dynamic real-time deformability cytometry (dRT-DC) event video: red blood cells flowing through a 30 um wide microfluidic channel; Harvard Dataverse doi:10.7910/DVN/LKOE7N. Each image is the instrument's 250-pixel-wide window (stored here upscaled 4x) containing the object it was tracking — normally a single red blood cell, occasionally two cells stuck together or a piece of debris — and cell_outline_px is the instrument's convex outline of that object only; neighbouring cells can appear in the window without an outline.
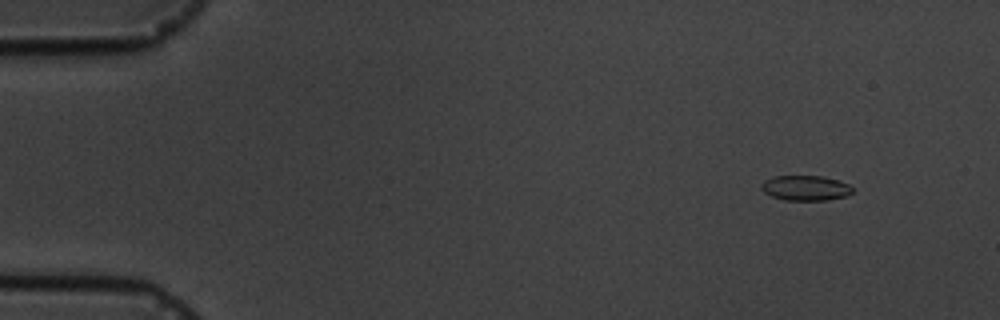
{"species": "common noctule bat (a hibernating species)", "species_latin": "Nyctalus noctula", "temperature_condition": "cold", "stored_images_in_passage": 6, "camera_frame_rate_fps": 3000, "um_per_image_px": 0.085, "animal": {"sex": "male", "body_mass_g": 19.5, "forearm_length_mm": 54.6}, "frame": {"image": 1, "passage_image": 1, "time_ms": 0.0, "image_size_px": [1000, 320], "cell_outline_px": [[852, 192], [848, 196], [828, 200], [784, 200], [772, 196], [764, 192], [760, 188], [760, 184], [764, 180], [772, 176], [824, 176], [840, 180], [848, 184], [852, 188]], "centroid_in_image_um": [68.47, 15.97], "position_along_channel_um": 16.5, "area_um2": 13.53}}
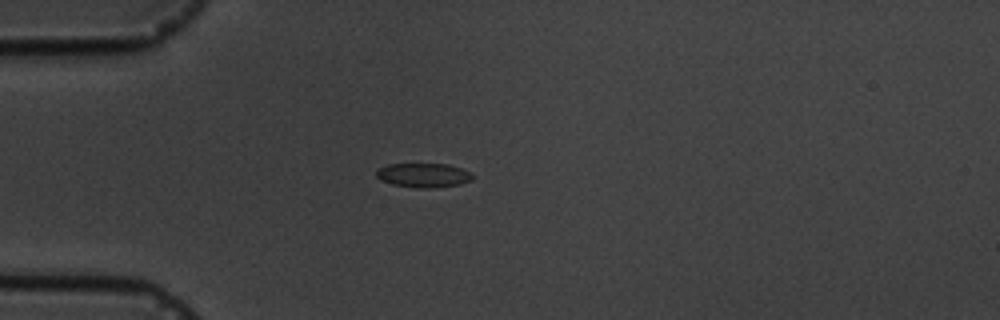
{"frame": {"image": 2, "passage_image": 4, "time_ms": 3.333, "image_size_px": [1000, 320], "cell_outline_px": [[472, 180], [460, 184], [432, 188], [416, 188], [392, 184], [376, 176], [376, 172], [380, 168], [388, 164], [448, 164], [472, 172]], "centroid_in_image_um": [36.03, 14.89], "position_along_channel_um": 49.0, "area_um2": 13.47}}
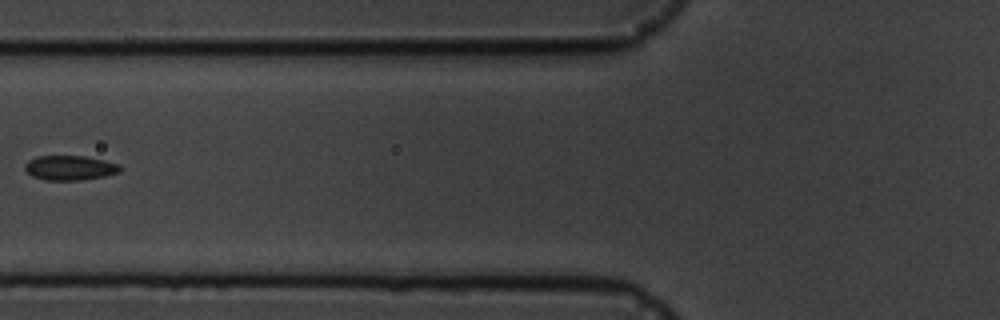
{"frame": {"image": 3, "passage_image": 6, "time_ms": 5.667, "image_size_px": [1000, 320], "cell_outline_px": [[120, 172], [104, 176], [80, 180], [48, 180], [32, 176], [24, 168], [24, 164], [28, 160], [36, 156], [84, 156], [104, 160], [120, 164]], "centroid_in_image_um": [5.93, 14.26], "position_along_channel_um": 119.9, "area_um2": 13.64}}